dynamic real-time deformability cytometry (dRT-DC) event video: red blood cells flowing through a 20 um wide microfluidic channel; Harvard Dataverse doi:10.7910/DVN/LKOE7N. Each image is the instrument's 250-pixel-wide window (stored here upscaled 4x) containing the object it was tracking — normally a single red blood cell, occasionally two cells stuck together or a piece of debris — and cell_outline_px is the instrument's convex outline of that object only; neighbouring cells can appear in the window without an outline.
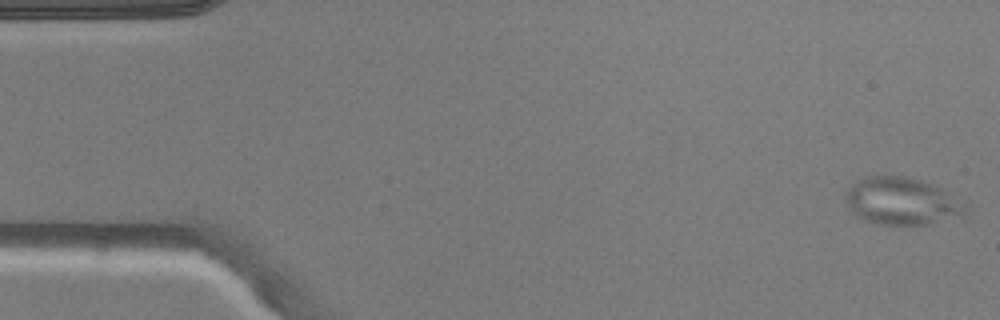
{"species": "common noctule bat (a hibernating species)", "species_latin": "Nyctalus noctula", "temperature_condition": "warm", "stored_images_in_passage": 5, "camera_frame_rate_fps": 3000, "um_per_image_px": 0.085, "animal": {"sex": "male", "body_mass_g": 20.5, "forearm_length_mm": 52.5}, "frame": {"image": 1, "passage_image": 1, "time_ms": 0.0, "image_size_px": [1000, 320], "cell_outline_px": [[972, 216], [932, 224], [876, 224], [852, 212], [844, 200], [844, 196], [852, 184], [868, 176], [904, 176], [920, 180], [944, 188], [968, 204]], "centroid_in_image_um": [76.82, 17.12], "position_along_channel_um": 8.2, "area_um2": 33.81}}